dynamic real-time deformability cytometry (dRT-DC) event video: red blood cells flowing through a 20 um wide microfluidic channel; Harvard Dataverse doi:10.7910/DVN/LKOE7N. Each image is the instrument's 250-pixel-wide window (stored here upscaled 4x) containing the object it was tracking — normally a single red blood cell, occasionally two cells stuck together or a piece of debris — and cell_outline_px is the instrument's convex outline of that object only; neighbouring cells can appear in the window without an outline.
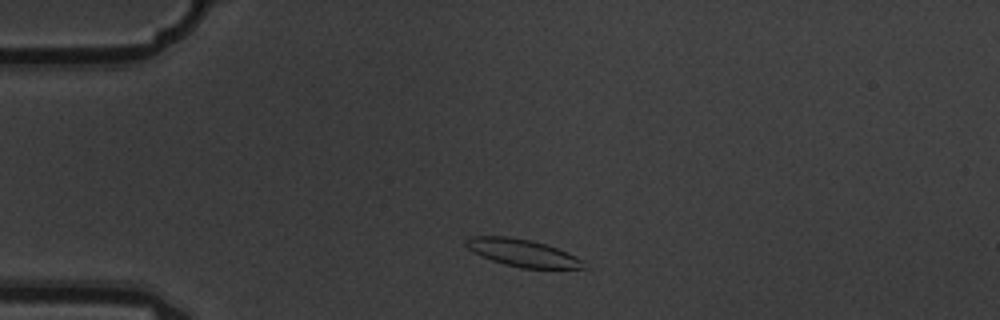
{"species": "common noctule bat (a hibernating species)", "species_latin": "Nyctalus noctula", "temperature_condition": "warm", "stored_images_in_passage": 3, "camera_frame_rate_fps": 3000, "um_per_image_px": 0.085, "animal": {"sex": "male", "body_mass_g": 19.5, "forearm_length_mm": 54.6}, "frame": {"image": 1, "passage_image": 1, "time_ms": 0.0, "image_size_px": [1000, 320], "cell_outline_px": [[588, 268], [520, 268], [504, 264], [480, 256], [468, 248], [464, 244], [464, 240], [472, 236], [508, 236], [532, 240], [568, 252], [584, 260]], "centroid_in_image_um": [44.42, 21.49], "position_along_channel_um": 40.6, "area_um2": 18.84}}